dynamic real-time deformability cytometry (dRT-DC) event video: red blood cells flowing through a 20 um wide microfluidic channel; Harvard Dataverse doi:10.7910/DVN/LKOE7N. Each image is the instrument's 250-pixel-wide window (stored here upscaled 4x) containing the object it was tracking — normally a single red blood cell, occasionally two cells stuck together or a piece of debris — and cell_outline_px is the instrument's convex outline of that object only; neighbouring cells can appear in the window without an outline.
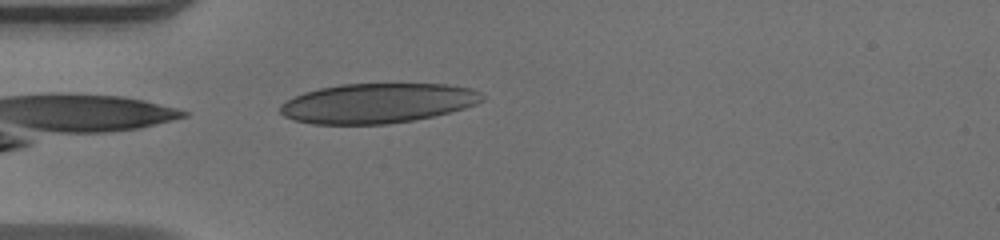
{"species": "human", "species_latin": "Homo sapiens", "temperature_condition": "warm", "stored_images_in_passage": 36, "camera_frame_rate_fps": 3000, "um_per_image_px": 0.085, "donor": {"sex": "male"}, "frame": {"image": 1, "passage_image": 1, "time_ms": 0.0, "image_size_px": [1000, 240], "cell_outline_px": [[484, 100], [476, 104], [464, 108], [432, 116], [412, 120], [388, 124], [312, 124], [292, 120], [284, 116], [280, 112], [280, 104], [304, 92], [320, 88], [340, 84], [448, 84], [472, 88], [480, 92], [484, 96]], "centroid_in_image_um": [32.09, 8.77], "position_along_channel_um": 52.9, "area_um2": 46.82}}
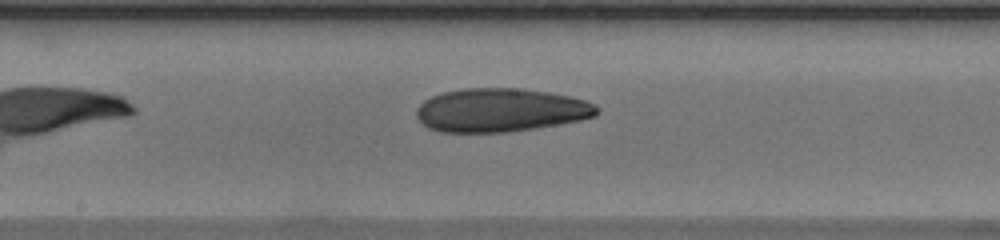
{"frame": {"image": 2, "passage_image": 13, "time_ms": 4.0, "image_size_px": [1000, 240], "cell_outline_px": [[600, 108], [596, 116], [580, 120], [532, 128], [504, 132], [440, 132], [428, 128], [416, 116], [416, 108], [424, 100], [432, 96], [444, 92], [464, 88], [516, 88], [548, 92], [568, 96], [584, 100], [596, 104]], "centroid_in_image_um": [42.53, 9.35], "position_along_channel_um": 205.7, "area_um2": 45.55}}
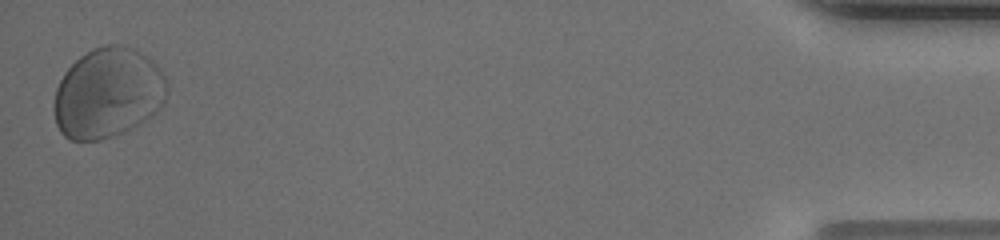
{"frame": {"image": 3, "passage_image": 36, "time_ms": 11.667, "image_size_px": [1000, 240], "cell_outline_px": [[168, 88], [164, 104], [156, 112], [140, 124], [112, 136], [100, 140], [72, 140], [64, 136], [60, 132], [56, 124], [52, 108], [52, 104], [56, 88], [64, 72], [80, 56], [92, 48], [104, 44], [124, 44], [136, 48], [152, 60], [156, 64], [164, 76]], "centroid_in_image_um": [9.16, 7.89], "position_along_channel_um": 426.0, "area_um2": 60.05}, "authors_computed_cell_mechanics": {"area_um2": 46.4423, "velocity_mm_per_s": 4.0452, "shape_relaxation_time_tau1_ms": 4.5727, "shape_relaxation_time_tau2_ms": 6.3477, "deformation_change_tau1": 0.0927, "deformation_change_tau2": 0.0903}}